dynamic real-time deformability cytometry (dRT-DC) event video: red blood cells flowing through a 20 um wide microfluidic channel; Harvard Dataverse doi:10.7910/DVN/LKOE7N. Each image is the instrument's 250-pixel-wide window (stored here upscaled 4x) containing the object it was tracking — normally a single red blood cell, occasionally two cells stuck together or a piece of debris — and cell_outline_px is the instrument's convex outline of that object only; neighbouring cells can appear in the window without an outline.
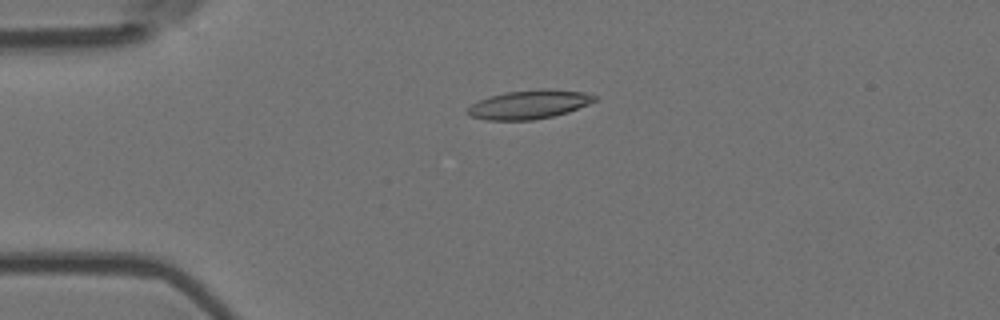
{"species": "Egyptian fruit bat (a non-hibernating species)", "species_latin": "Rousettus aegyptiacus", "temperature_condition": "room temperature", "stored_images_in_passage": 5, "camera_frame_rate_fps": 3000, "um_per_image_px": 0.085, "animal": {"sex": "female"}, "frame": {"image": 1, "passage_image": 4, "time_ms": 1.0, "image_size_px": [1000, 320], "cell_outline_px": [[596, 100], [588, 104], [568, 112], [552, 116], [532, 120], [484, 120], [468, 116], [468, 108], [472, 104], [488, 96], [504, 92], [540, 88], [548, 88], [584, 92], [596, 96]], "centroid_in_image_um": [44.96, 8.87], "position_along_channel_um": 40.0, "area_um2": 21.44}}